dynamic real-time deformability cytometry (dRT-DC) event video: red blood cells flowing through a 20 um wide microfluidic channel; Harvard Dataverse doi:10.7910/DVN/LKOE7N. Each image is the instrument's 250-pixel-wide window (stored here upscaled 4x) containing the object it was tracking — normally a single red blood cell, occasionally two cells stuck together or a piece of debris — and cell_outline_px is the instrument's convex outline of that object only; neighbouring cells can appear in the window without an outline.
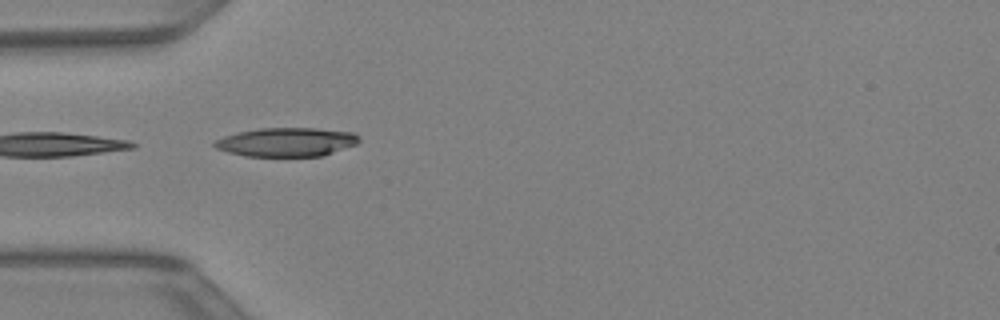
{"species": "Egyptian fruit bat (a non-hibernating species)", "species_latin": "Rousettus aegyptiacus", "temperature_condition": "warm", "stored_images_in_passage": 18, "camera_frame_rate_fps": 3000, "um_per_image_px": 0.085, "animal": {"sex": "female"}, "frame": {"image": 1, "passage_image": 14, "time_ms": 4.333, "image_size_px": [1000, 320], "cell_outline_px": [[360, 140], [356, 144], [320, 156], [244, 156], [228, 152], [216, 148], [212, 144], [216, 140], [224, 136], [236, 132], [260, 128], [316, 128], [352, 132], [360, 136]], "centroid_in_image_um": [24.33, 12.07], "position_along_channel_um": 60.7, "area_um2": 24.22}}